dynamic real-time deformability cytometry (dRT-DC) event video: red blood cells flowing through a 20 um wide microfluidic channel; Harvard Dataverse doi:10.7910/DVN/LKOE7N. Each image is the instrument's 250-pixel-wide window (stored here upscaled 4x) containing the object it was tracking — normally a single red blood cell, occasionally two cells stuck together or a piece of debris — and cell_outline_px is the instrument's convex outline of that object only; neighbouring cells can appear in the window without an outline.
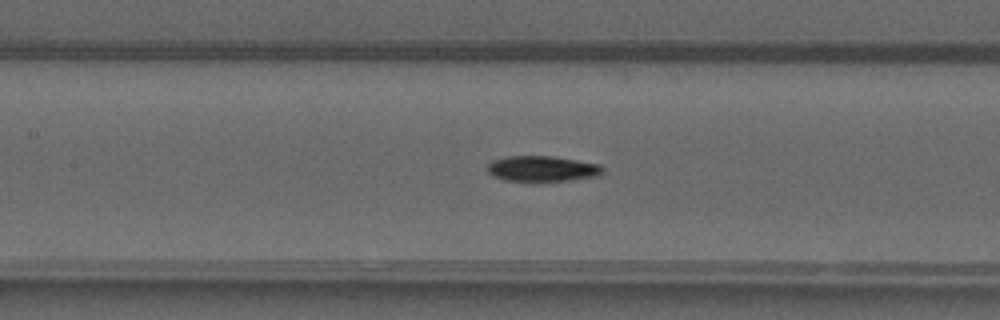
{"species": "common noctule bat (a hibernating species)", "species_latin": "Nyctalus noctula", "temperature_condition": "warm", "stored_images_in_passage": 47, "camera_frame_rate_fps": 3000, "um_per_image_px": 0.085, "animal": {"sex": "male", "forearm_length_mm": 52.5}, "frame": {"image": 1, "passage_image": 21, "time_ms": 6.667, "image_size_px": [1000, 320], "cell_outline_px": [[604, 172], [600, 176], [536, 184], [504, 180], [492, 176], [488, 172], [488, 164], [492, 160], [508, 156], [552, 156], [600, 164], [604, 168]], "centroid_in_image_um": [46.09, 14.38], "position_along_channel_um": 161.3, "area_um2": 17.98}}
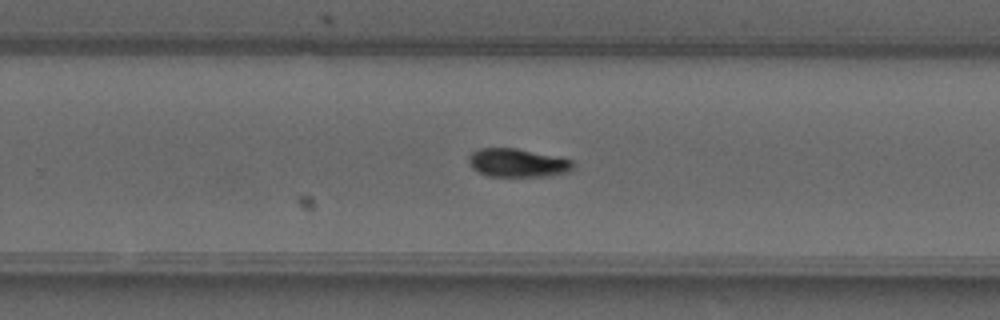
{"frame": {"image": 2, "passage_image": 30, "time_ms": 9.667, "image_size_px": [1000, 320], "cell_outline_px": [[572, 168], [568, 172], [548, 176], [488, 176], [472, 168], [468, 164], [468, 156], [472, 152], [480, 148], [516, 148], [572, 160]], "centroid_in_image_um": [43.93, 13.84], "position_along_channel_um": 285.9, "area_um2": 17.11}}
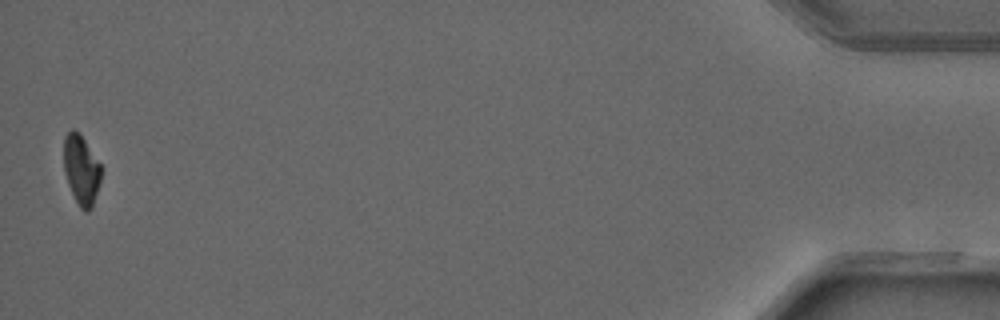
{"frame": {"image": 3, "passage_image": 47, "time_ms": 15.333, "image_size_px": [1000, 320], "cell_outline_px": [[100, 180], [92, 208], [88, 212], [84, 212], [80, 208], [68, 184], [64, 172], [64, 136], [72, 128], [80, 132], [100, 164]], "centroid_in_image_um": [6.89, 14.41], "position_along_channel_um": 428.3, "area_um2": 15.09}, "authors_computed_cell_mechanics": {"area_um2": 16.9354, "velocity_mm_per_s": 4.1674, "shape_relaxation_time_tau1_ms": 9.421, "shape_relaxation_time_tau2_ms": null, "deformation_change_tau1": 0.2639, "deformation_change_tau2": null}}